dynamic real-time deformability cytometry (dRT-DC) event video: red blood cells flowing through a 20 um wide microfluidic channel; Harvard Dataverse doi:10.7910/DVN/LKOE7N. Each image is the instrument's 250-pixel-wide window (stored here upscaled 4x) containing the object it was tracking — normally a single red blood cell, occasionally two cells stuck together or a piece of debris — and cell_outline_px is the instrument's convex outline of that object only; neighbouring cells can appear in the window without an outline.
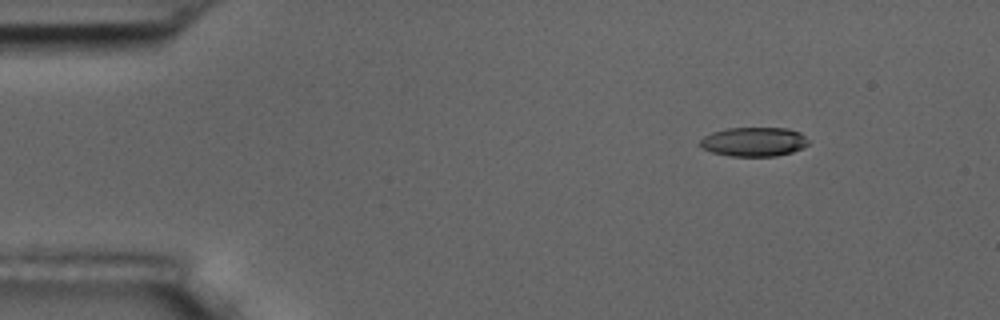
{"species": "common noctule bat (a hibernating species)", "species_latin": "Nyctalus noctula", "temperature_condition": "room temperature", "stored_images_in_passage": 6, "camera_frame_rate_fps": 3000, "um_per_image_px": 0.085, "animal": {"sex": "male", "body_mass_g": 17.5, "forearm_length_mm": 52.3}, "frame": {"image": 1, "passage_image": 2, "time_ms": 1.333, "image_size_px": [1000, 320], "cell_outline_px": [[808, 144], [804, 148], [792, 152], [776, 156], [728, 156], [712, 152], [696, 144], [704, 136], [712, 132], [728, 128], [788, 128], [800, 132], [808, 140]], "centroid_in_image_um": [64.07, 12.05], "position_along_channel_um": 20.9, "area_um2": 18.55}}
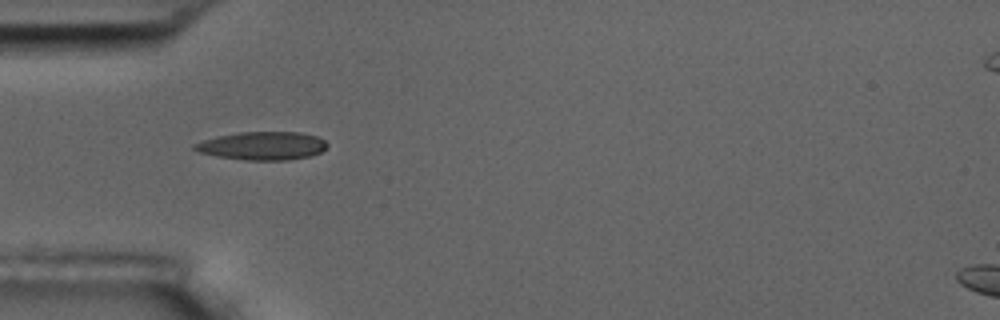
{"frame": {"image": 2, "passage_image": 5, "time_ms": 4.667, "image_size_px": [1000, 320], "cell_outline_px": [[328, 144], [320, 152], [308, 156], [288, 160], [244, 160], [216, 156], [200, 152], [192, 148], [192, 144], [216, 136], [240, 132], [300, 132], [316, 136], [324, 140]], "centroid_in_image_um": [22.27, 12.39], "position_along_channel_um": 62.7, "area_um2": 21.73}}